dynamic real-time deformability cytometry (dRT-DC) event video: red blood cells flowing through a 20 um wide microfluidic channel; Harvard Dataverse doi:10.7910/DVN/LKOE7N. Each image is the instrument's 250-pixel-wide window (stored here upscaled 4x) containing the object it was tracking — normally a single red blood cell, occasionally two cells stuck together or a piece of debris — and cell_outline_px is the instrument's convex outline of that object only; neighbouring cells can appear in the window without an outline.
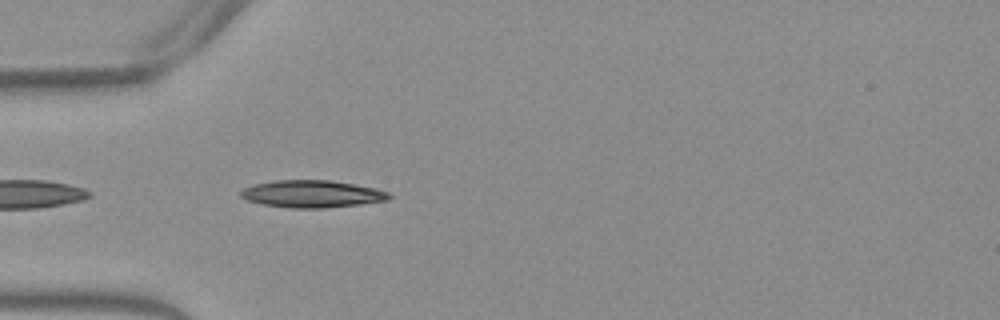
{"species": "Egyptian fruit bat (a non-hibernating species)", "species_latin": "Rousettus aegyptiacus", "temperature_condition": "warm", "stored_images_in_passage": 7, "camera_frame_rate_fps": 3000, "um_per_image_px": 0.085, "frame": {"image": 1, "passage_image": 2, "time_ms": 0.333, "image_size_px": [1000, 320], "cell_outline_px": [[392, 196], [388, 200], [360, 204], [324, 208], [292, 208], [260, 204], [248, 200], [240, 196], [240, 192], [244, 188], [256, 184], [272, 180], [332, 180], [376, 188], [388, 192]], "centroid_in_image_um": [26.53, 16.48], "position_along_channel_um": 58.5, "area_um2": 23.58}}
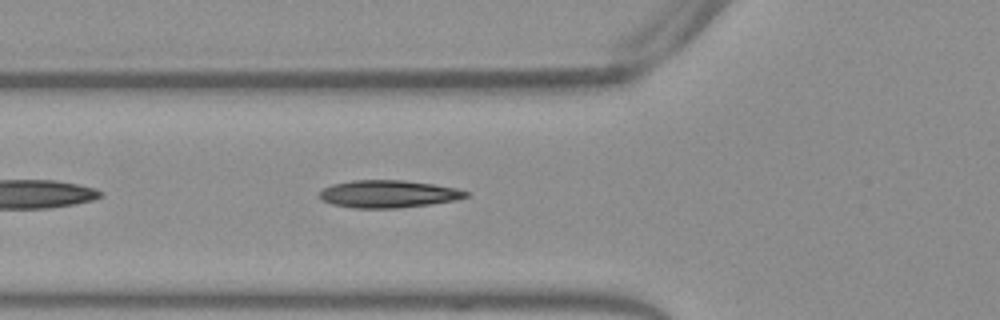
{"frame": {"image": 2, "passage_image": 5, "time_ms": 1.333, "image_size_px": [1000, 320], "cell_outline_px": [[468, 196], [456, 200], [400, 208], [356, 208], [332, 204], [320, 200], [320, 192], [324, 188], [332, 184], [352, 180], [404, 180], [432, 184], [456, 188], [468, 192]], "centroid_in_image_um": [32.98, 16.48], "position_along_channel_um": 92.8, "area_um2": 23.35}}